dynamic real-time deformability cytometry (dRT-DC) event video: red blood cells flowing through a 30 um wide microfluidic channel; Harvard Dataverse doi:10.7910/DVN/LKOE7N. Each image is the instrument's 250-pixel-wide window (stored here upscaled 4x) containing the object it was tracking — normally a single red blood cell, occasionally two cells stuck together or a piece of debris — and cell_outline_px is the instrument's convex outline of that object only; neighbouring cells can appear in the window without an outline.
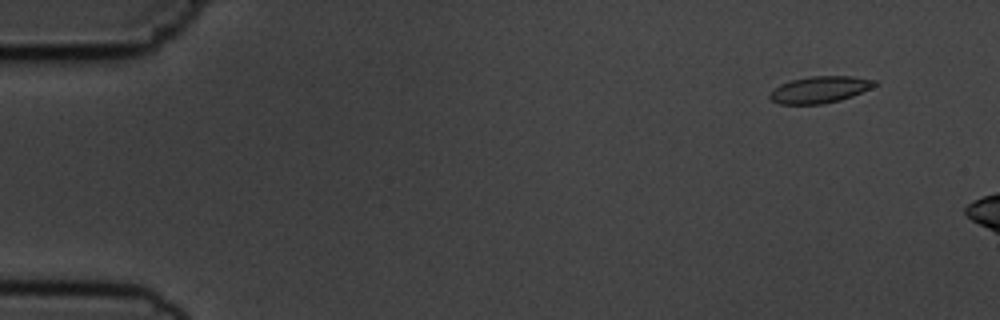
{"species": "common noctule bat (a hibernating species)", "species_latin": "Nyctalus noctula", "temperature_condition": "cold", "stored_images_in_passage": 3, "camera_frame_rate_fps": 3000, "um_per_image_px": 0.085, "animal": {"sex": "male", "body_mass_g": 19.5, "forearm_length_mm": 54.6}, "frame": {"image": 1, "passage_image": 1, "time_ms": 0.0, "image_size_px": [1000, 320], "cell_outline_px": [[880, 84], [852, 96], [840, 100], [824, 104], [780, 104], [772, 100], [768, 96], [780, 84], [792, 80], [808, 76], [852, 76], [876, 80]], "centroid_in_image_um": [69.72, 7.61], "position_along_channel_um": 15.3, "area_um2": 16.3}}